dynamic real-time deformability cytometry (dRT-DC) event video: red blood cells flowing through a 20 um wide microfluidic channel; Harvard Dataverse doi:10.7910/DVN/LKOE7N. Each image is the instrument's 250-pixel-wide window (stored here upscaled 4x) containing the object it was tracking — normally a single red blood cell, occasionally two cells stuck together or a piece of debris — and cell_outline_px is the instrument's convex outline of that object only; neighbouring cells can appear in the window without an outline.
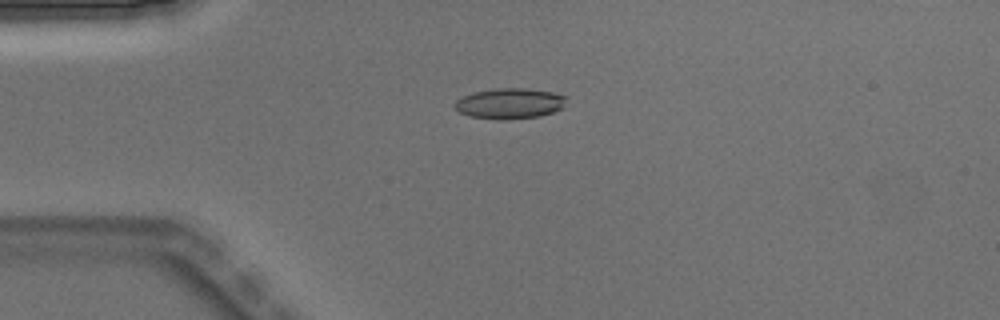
{"species": "Egyptian fruit bat (a non-hibernating species)", "species_latin": "Rousettus aegyptiacus", "temperature_condition": "warm", "stored_images_in_passage": 1, "camera_frame_rate_fps": 3000, "um_per_image_px": 0.085, "animal": {"sex": "male"}, "frame": {"image": 1, "passage_image": 1, "time_ms": 0.0, "image_size_px": [1000, 320], "cell_outline_px": [[568, 96], [564, 108], [540, 116], [504, 120], [500, 120], [468, 116], [460, 112], [452, 104], [456, 100], [472, 92], [496, 88], [524, 88], [552, 92]], "centroid_in_image_um": [43.34, 8.79], "position_along_channel_um": 41.7, "area_um2": 20.11}}